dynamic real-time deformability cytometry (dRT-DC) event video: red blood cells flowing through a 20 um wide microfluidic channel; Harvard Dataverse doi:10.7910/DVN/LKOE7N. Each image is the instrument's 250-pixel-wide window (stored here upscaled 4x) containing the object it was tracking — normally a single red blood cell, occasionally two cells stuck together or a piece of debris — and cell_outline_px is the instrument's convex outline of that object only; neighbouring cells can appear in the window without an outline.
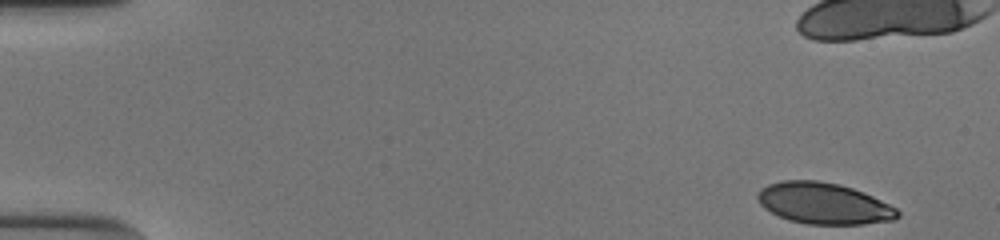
{"species": "human", "species_latin": "Homo sapiens", "temperature_condition": "cold", "stored_images_in_passage": 51, "camera_frame_rate_fps": 3000, "um_per_image_px": 0.085, "donor": {"sex": "male"}, "frame": {"image": 1, "passage_image": 1, "time_ms": 0.0, "image_size_px": [1000, 240], "cell_outline_px": [[900, 216], [892, 220], [864, 224], [808, 224], [788, 220], [764, 208], [760, 204], [756, 196], [760, 188], [768, 184], [780, 180], [816, 180], [840, 184], [864, 192], [896, 208], [900, 212]], "centroid_in_image_um": [70.0, 17.28], "position_along_channel_um": 15.0, "area_um2": 33.7}, "authors_computed_cell_mechanics": {"area_um2": 35.0268, "velocity_mm_per_s": 3.8589, "shape_relaxation_time_tau1_ms": null, "shape_relaxation_time_tau2_ms": 1.023, "deformation_change_tau1": null, "deformation_change_tau2": 0.0607}}